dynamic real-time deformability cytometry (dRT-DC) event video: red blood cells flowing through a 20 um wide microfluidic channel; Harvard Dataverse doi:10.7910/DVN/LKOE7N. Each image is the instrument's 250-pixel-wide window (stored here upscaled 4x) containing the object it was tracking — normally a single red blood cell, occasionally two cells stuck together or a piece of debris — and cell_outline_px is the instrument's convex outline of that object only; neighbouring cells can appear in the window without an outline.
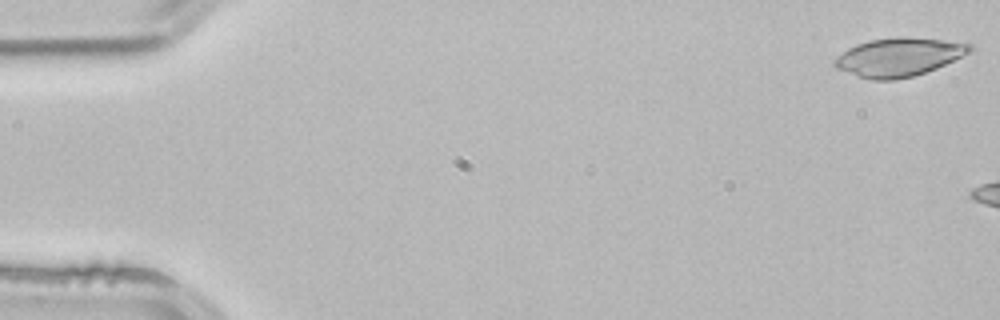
{"species": "common noctule bat (a hibernating species)", "species_latin": "Nyctalus noctula", "temperature_condition": "room temperature", "stored_images_in_passage": 8, "camera_frame_rate_fps": 3000, "um_per_image_px": 0.085, "animal": {"sex": "male", "body_mass_g": 21.5, "forearm_length_mm": 52.0}, "frame": {"image": 1, "passage_image": 1, "time_ms": 0.0, "image_size_px": [1000, 320], "cell_outline_px": [[972, 52], [936, 68], [912, 76], [896, 80], [872, 80], [836, 68], [832, 64], [832, 60], [836, 56], [848, 48], [856, 44], [868, 40], [900, 36], [968, 40], [972, 44]], "centroid_in_image_um": [76.47, 4.81], "position_along_channel_um": 8.5, "area_um2": 30.98}}